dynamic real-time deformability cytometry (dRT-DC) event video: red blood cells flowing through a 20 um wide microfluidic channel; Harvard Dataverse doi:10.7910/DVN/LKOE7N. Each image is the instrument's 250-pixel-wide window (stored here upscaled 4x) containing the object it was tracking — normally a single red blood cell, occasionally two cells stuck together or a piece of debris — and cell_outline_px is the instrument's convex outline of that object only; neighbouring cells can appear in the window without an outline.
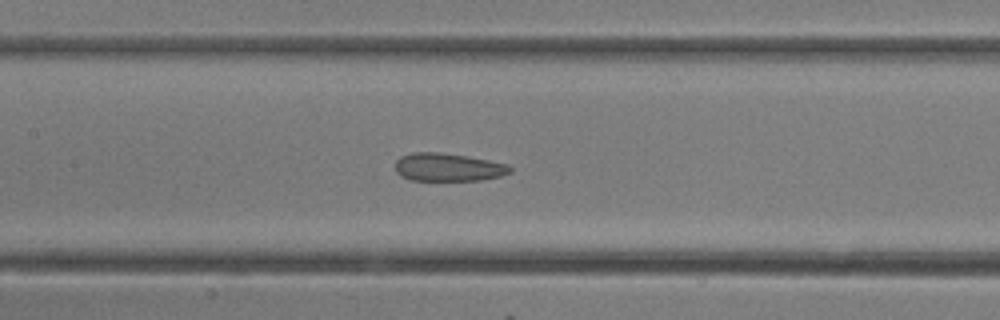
{"species": "common noctule bat (a hibernating species)", "species_latin": "Nyctalus noctula", "temperature_condition": "room temperature", "stored_images_in_passage": 15, "camera_frame_rate_fps": 3000, "um_per_image_px": 0.085, "animal": {"sex": "female"}, "frame": {"image": 1, "passage_image": 13, "time_ms": 4.0, "image_size_px": [1000, 320], "cell_outline_px": [[512, 172], [500, 176], [480, 180], [412, 180], [400, 176], [396, 172], [396, 160], [400, 156], [412, 152], [440, 152], [468, 156], [508, 164], [512, 168]], "centroid_in_image_um": [38.08, 14.2], "position_along_channel_um": 169.3, "area_um2": 18.84}}
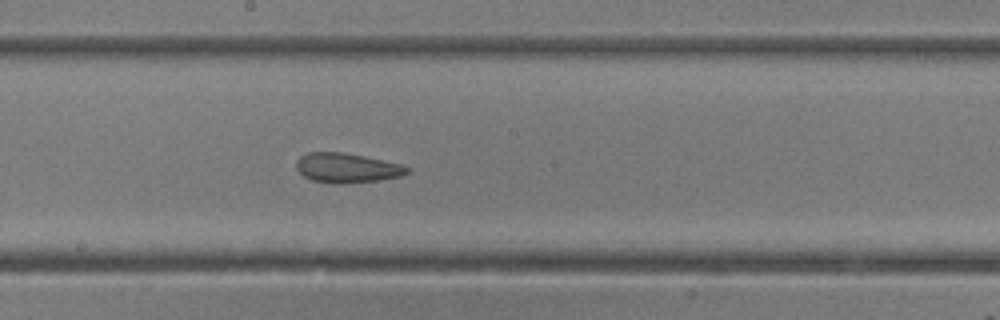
{"frame": {"image": 2, "passage_image": 15, "time_ms": 4.667, "image_size_px": [1000, 320], "cell_outline_px": [[412, 172], [400, 176], [380, 180], [340, 184], [332, 184], [312, 180], [304, 176], [296, 168], [296, 160], [300, 156], [308, 152], [344, 152], [404, 164], [412, 168]], "centroid_in_image_um": [29.54, 14.27], "position_along_channel_um": 218.7, "area_um2": 19.48}}